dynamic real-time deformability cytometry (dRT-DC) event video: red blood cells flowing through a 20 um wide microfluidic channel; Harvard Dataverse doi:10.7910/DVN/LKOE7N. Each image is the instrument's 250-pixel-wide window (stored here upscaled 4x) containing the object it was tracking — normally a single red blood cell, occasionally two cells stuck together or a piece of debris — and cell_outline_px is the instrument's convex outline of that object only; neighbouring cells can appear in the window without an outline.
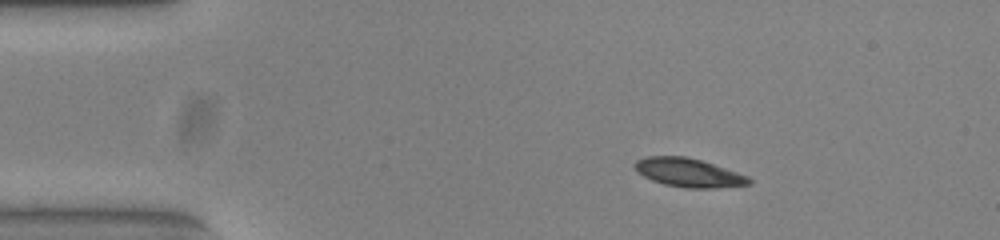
{"species": "common noctule bat (a hibernating species)", "species_latin": "Nyctalus noctula", "temperature_condition": "warm", "stored_images_in_passage": 46, "camera_frame_rate_fps": 3000, "um_per_image_px": 0.085, "animal": {"sex": "female", "body_mass_g": 23.0, "forearm_length_mm": 53.4}, "frame": {"image": 1, "passage_image": 1, "time_ms": 0.0, "image_size_px": [1000, 240], "cell_outline_px": [[752, 184], [712, 188], [684, 188], [664, 184], [652, 180], [644, 176], [636, 168], [636, 160], [648, 156], [684, 156], [700, 160], [748, 176], [752, 180]], "centroid_in_image_um": [58.55, 14.68], "position_along_channel_um": 26.4, "area_um2": 18.73}}
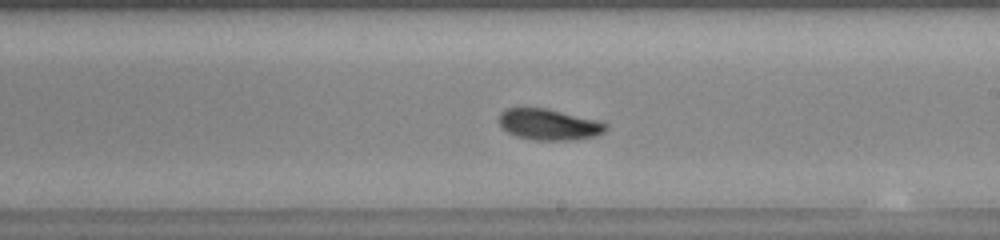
{"frame": {"image": 2, "passage_image": 23, "time_ms": 7.333, "image_size_px": [1000, 240], "cell_outline_px": [[608, 128], [604, 132], [596, 136], [572, 140], [532, 140], [516, 136], [508, 132], [500, 124], [500, 112], [508, 108], [548, 108], [600, 120], [608, 124]], "centroid_in_image_um": [46.72, 10.58], "position_along_channel_um": 242.3, "area_um2": 19.54}}
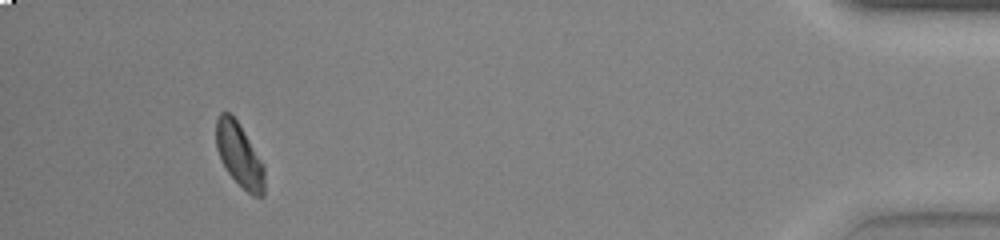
{"frame": {"image": 3, "passage_image": 42, "time_ms": 13.667, "image_size_px": [1000, 240], "cell_outline_px": [[264, 196], [252, 196], [228, 172], [220, 160], [216, 148], [216, 120], [220, 112], [228, 112], [240, 124], [264, 164]], "centroid_in_image_um": [20.34, 13.16], "position_along_channel_um": 414.9, "area_um2": 17.92}, "authors_computed_cell_mechanics": {"area_um2": 19.0162, "velocity_mm_per_s": 3.8338, "shape_relaxation_time_tau1_ms": 3.191, "shape_relaxation_time_tau2_ms": null, "deformation_change_tau1": 0.1024, "deformation_change_tau2": null}}